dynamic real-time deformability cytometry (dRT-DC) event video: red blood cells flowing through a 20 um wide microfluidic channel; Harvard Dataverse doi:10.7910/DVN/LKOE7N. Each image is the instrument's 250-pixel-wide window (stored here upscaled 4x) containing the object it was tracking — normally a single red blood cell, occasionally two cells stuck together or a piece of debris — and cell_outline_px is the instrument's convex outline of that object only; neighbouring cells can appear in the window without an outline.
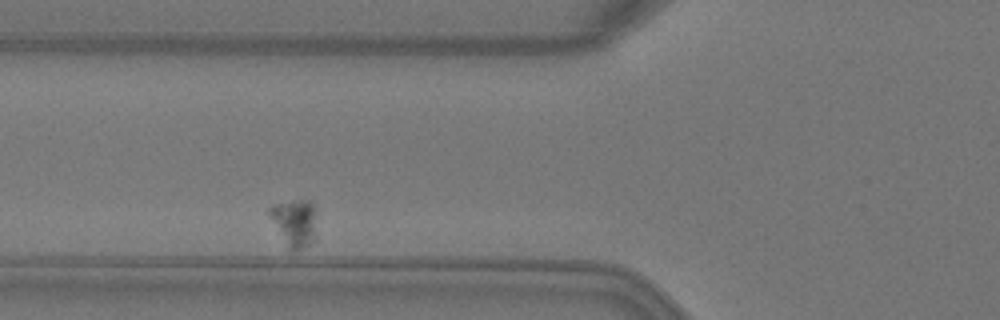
{"species": "Egyptian fruit bat (a non-hibernating species)", "species_latin": "Rousettus aegyptiacus", "temperature_condition": "warm", "stored_images_in_passage": 4, "camera_frame_rate_fps": 3000, "um_per_image_px": 0.085, "animal": {"sex": "female"}, "frame": {"image": 1, "passage_image": 2, "time_ms": 0.333, "image_size_px": [1000, 320], "cell_outline_px": [[316, 236], [304, 248], [296, 252], [292, 252], [288, 248], [268, 212], [268, 208], [276, 204], [300, 200], [308, 200], [316, 208]], "centroid_in_image_um": [25.09, 18.95], "position_along_channel_um": 100.7, "area_um2": 12.89}}